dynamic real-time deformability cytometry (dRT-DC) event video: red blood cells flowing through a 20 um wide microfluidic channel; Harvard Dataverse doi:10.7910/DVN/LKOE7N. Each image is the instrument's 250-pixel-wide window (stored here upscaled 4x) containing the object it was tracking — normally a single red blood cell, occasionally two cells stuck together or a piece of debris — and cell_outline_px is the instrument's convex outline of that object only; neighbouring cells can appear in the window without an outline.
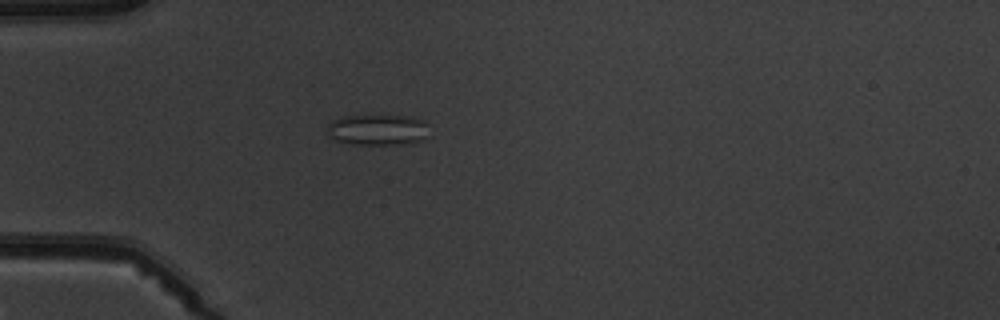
{"species": "common noctule bat (a hibernating species)", "species_latin": "Nyctalus noctula", "temperature_condition": "warm", "stored_images_in_passage": 4, "camera_frame_rate_fps": 3000, "um_per_image_px": 0.085, "animal": {"sex": "male", "body_mass_g": 19.5, "forearm_length_mm": 54.6}, "frame": {"image": 1, "passage_image": 4, "time_ms": 4.333, "image_size_px": [1000, 320], "cell_outline_px": [[424, 136], [420, 140], [400, 144], [352, 144], [336, 140], [328, 132], [328, 124], [344, 116], [412, 116], [424, 120]], "centroid_in_image_um": [32.07, 11.02], "position_along_channel_um": 52.9, "area_um2": 17.63}}